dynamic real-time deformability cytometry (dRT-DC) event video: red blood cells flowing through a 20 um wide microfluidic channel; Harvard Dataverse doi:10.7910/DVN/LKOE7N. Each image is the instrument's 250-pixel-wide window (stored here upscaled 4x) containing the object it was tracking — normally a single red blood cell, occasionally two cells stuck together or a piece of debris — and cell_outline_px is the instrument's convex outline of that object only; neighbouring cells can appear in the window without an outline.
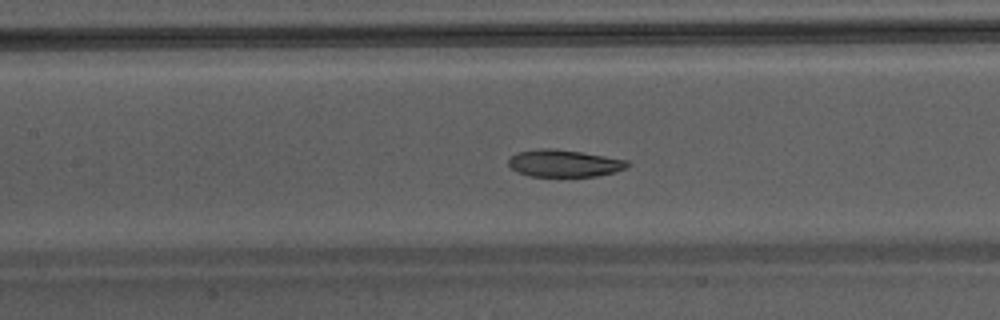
{"species": "Egyptian fruit bat (a non-hibernating species)", "species_latin": "Rousettus aegyptiacus", "temperature_condition": "warm", "stored_images_in_passage": 33, "camera_frame_rate_fps": 3000, "um_per_image_px": 0.085, "animal": {"sex": "male"}, "frame": {"image": 1, "passage_image": 8, "time_ms": 2.333, "image_size_px": [1000, 320], "cell_outline_px": [[632, 164], [616, 172], [596, 176], [528, 176], [516, 172], [508, 164], [508, 160], [516, 152], [540, 148], [548, 148], [580, 152], [628, 160]], "centroid_in_image_um": [47.94, 13.88], "position_along_channel_um": 159.5, "area_um2": 18.79}}
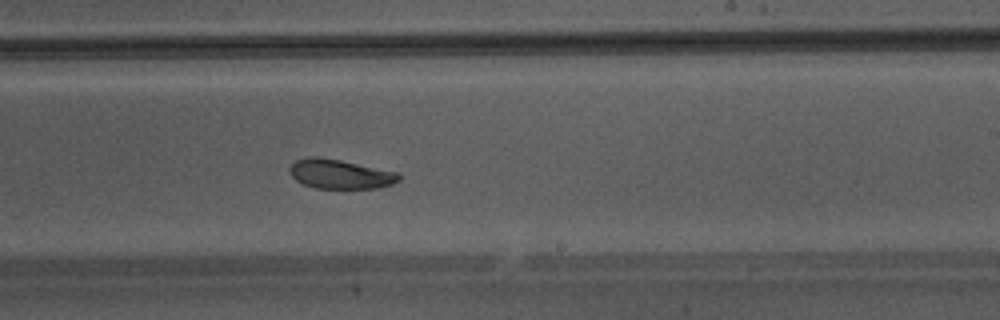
{"frame": {"image": 2, "passage_image": 15, "time_ms": 4.667, "image_size_px": [1000, 320], "cell_outline_px": [[400, 180], [392, 184], [376, 188], [316, 188], [304, 184], [296, 180], [292, 176], [288, 168], [296, 160], [308, 156], [316, 156], [340, 160], [400, 172]], "centroid_in_image_um": [28.92, 14.79], "position_along_channel_um": 260.1, "area_um2": 18.73}}
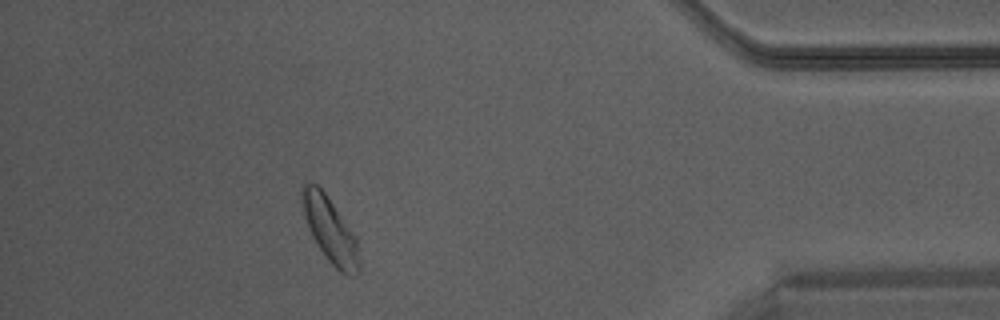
{"frame": {"image": 3, "passage_image": 28, "time_ms": 9.0, "image_size_px": [1000, 320], "cell_outline_px": [[360, 272], [356, 276], [352, 276], [340, 272], [328, 260], [312, 236], [304, 212], [300, 196], [300, 188], [304, 184], [316, 184], [324, 192], [356, 236], [360, 264]], "centroid_in_image_um": [28.08, 19.58], "position_along_channel_um": 407.1, "area_um2": 21.33}}